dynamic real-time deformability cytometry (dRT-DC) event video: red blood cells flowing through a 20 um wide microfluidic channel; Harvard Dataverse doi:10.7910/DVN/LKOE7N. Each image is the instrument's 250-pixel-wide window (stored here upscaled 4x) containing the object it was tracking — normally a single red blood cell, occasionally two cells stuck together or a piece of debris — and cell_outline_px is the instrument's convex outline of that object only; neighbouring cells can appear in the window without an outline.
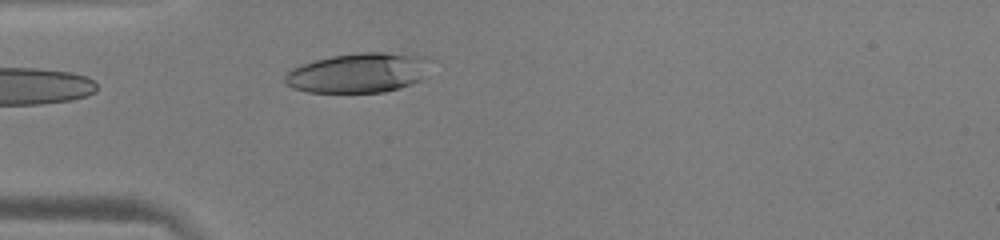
{"species": "human", "species_latin": "Homo sapiens", "temperature_condition": "warm", "stored_images_in_passage": 28, "camera_frame_rate_fps": 3000, "um_per_image_px": 0.085, "donor": {"sex": "male"}, "frame": {"image": 1, "passage_image": 1, "time_ms": 0.0, "image_size_px": [1000, 240], "cell_outline_px": [[436, 60], [420, 80], [412, 84], [400, 88], [384, 92], [308, 92], [292, 88], [284, 80], [284, 76], [292, 68], [316, 60], [332, 56], [360, 52], [384, 52], [428, 56]], "centroid_in_image_um": [30.56, 6.18], "position_along_channel_um": 54.4, "area_um2": 34.04}}
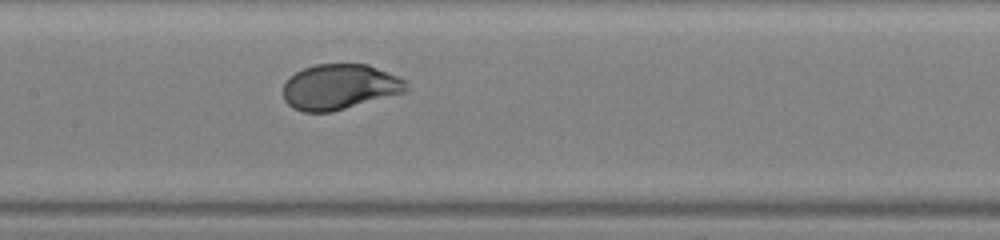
{"frame": {"image": 2, "passage_image": 11, "time_ms": 3.333, "image_size_px": [1000, 240], "cell_outline_px": [[408, 92], [332, 112], [304, 112], [292, 108], [284, 100], [284, 84], [288, 76], [304, 68], [316, 64], [368, 64], [408, 80]], "centroid_in_image_um": [28.9, 7.39], "position_along_channel_um": 178.5, "area_um2": 33.0}}
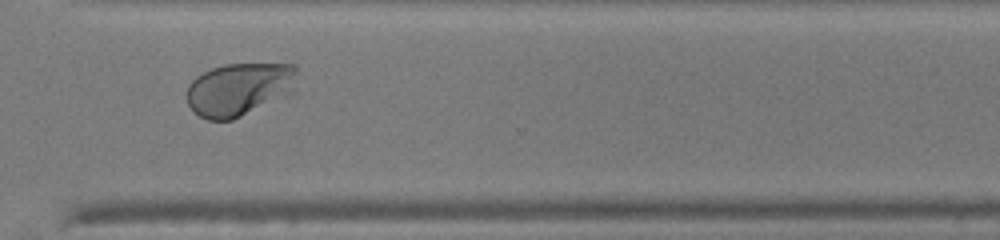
{"frame": {"image": 3, "passage_image": 24, "time_ms": 7.667, "image_size_px": [1000, 240], "cell_outline_px": [[296, 92], [232, 120], [208, 120], [200, 116], [188, 104], [188, 84], [196, 76], [212, 68], [224, 64], [296, 64]], "centroid_in_image_um": [20.38, 7.58], "position_along_channel_um": 350.2, "area_um2": 34.22}, "authors_computed_cell_mechanics": {"area_um2": 33.2928, "velocity_mm_per_s": 3.963, "shape_relaxation_time_tau1_ms": 2.0836, "shape_relaxation_time_tau2_ms": null, "deformation_change_tau1": 0.1703, "deformation_change_tau2": null}}